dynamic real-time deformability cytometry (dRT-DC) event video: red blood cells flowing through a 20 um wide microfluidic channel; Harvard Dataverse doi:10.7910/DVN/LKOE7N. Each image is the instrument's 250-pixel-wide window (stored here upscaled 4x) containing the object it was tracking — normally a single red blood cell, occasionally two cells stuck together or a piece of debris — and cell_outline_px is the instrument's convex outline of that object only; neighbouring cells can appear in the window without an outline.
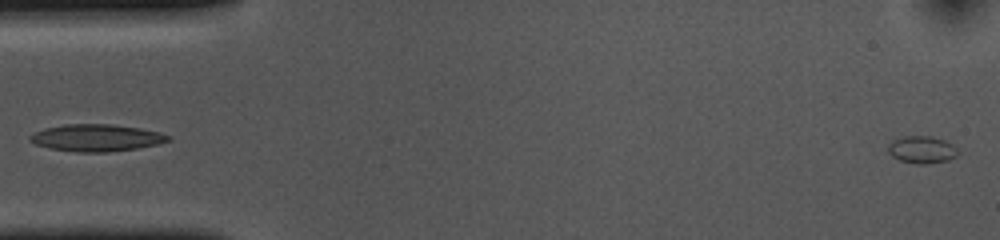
{"species": "common noctule bat (a hibernating species)", "species_latin": "Nyctalus noctula", "temperature_condition": "cold", "stored_images_in_passage": 14, "camera_frame_rate_fps": 3000, "um_per_image_px": 0.085, "animal": {"sex": "female", "body_mass_g": 10.0, "forearm_length_mm": 53.1}, "frame": {"image": 1, "passage_image": 1, "time_ms": 0.0, "image_size_px": [1000, 240], "cell_outline_px": [[956, 156], [948, 160], [928, 164], [916, 164], [900, 160], [892, 156], [888, 152], [888, 144], [892, 140], [904, 136], [932, 136], [944, 140], [952, 144], [956, 148]], "centroid_in_image_um": [78.33, 12.72], "position_along_channel_um": 6.7, "area_um2": 11.1}}